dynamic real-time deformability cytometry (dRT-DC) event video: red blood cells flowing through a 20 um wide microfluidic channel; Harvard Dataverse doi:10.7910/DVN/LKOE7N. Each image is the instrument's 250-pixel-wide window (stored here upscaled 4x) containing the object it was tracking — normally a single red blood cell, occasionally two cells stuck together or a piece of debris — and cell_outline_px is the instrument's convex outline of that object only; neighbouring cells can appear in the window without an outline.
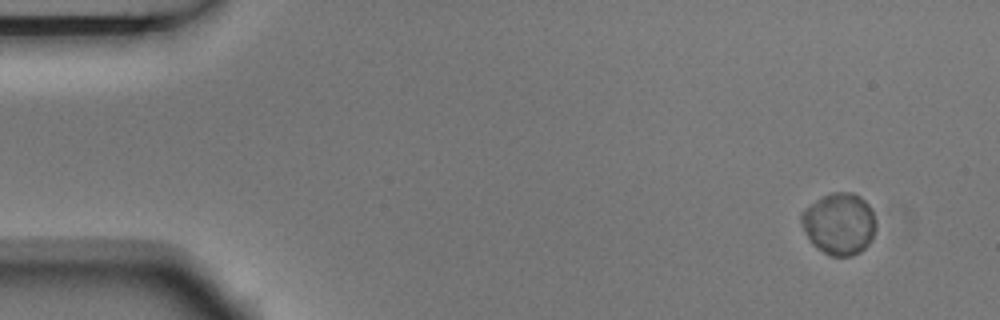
{"species": "Egyptian fruit bat (a non-hibernating species)", "species_latin": "Rousettus aegyptiacus", "temperature_condition": "room temperature", "stored_images_in_passage": 2, "camera_frame_rate_fps": 3000, "um_per_image_px": 0.085, "animal": {"sex": "male"}, "frame": {"image": 1, "passage_image": 1, "time_ms": 0.0, "image_size_px": [1000, 320], "cell_outline_px": [[876, 228], [872, 240], [860, 252], [852, 256], [828, 256], [816, 248], [812, 244], [800, 220], [800, 216], [804, 208], [824, 196], [832, 192], [852, 192], [860, 196], [868, 204], [872, 212], [876, 224]], "centroid_in_image_um": [71.34, 19.04], "position_along_channel_um": 13.7, "area_um2": 26.88}}